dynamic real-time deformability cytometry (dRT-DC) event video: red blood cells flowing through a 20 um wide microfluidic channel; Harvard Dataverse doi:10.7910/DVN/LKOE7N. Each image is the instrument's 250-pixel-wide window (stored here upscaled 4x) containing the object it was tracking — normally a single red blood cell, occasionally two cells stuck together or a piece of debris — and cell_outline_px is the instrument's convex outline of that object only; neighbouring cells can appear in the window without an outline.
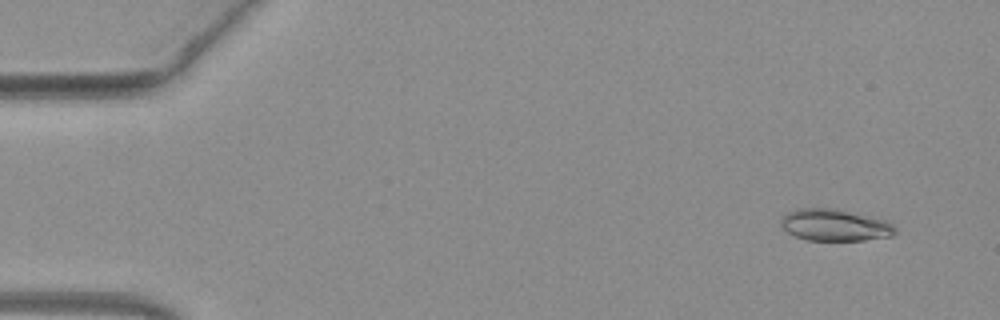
{"species": "common noctule bat (a hibernating species)", "species_latin": "Nyctalus noctula", "temperature_condition": "warm", "stored_images_in_passage": 50, "camera_frame_rate_fps": 3000, "um_per_image_px": 0.085, "animal": {"sex": "female", "body_mass_g": 19.3, "forearm_length_mm": 54.1}, "frame": {"image": 1, "passage_image": 3, "time_ms": 0.667, "image_size_px": [1000, 320], "cell_outline_px": [[896, 232], [892, 236], [864, 240], [804, 240], [788, 232], [780, 224], [780, 220], [788, 212], [796, 208], [836, 208], [884, 220], [892, 224], [896, 228]], "centroid_in_image_um": [70.94, 19.13], "position_along_channel_um": 14.1, "area_um2": 21.1}}
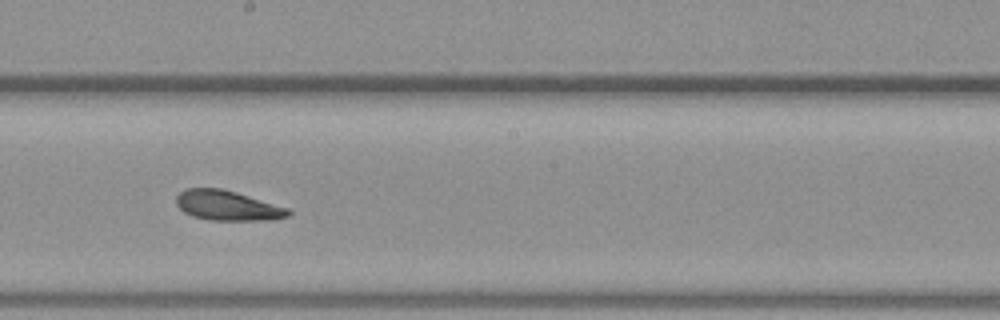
{"frame": {"image": 2, "passage_image": 28, "time_ms": 9.0, "image_size_px": [1000, 320], "cell_outline_px": [[292, 212], [288, 216], [272, 220], [208, 220], [192, 216], [184, 212], [176, 204], [176, 196], [180, 192], [188, 188], [220, 188], [236, 192], [288, 208]], "centroid_in_image_um": [19.32, 17.48], "position_along_channel_um": 228.9, "area_um2": 19.48}}
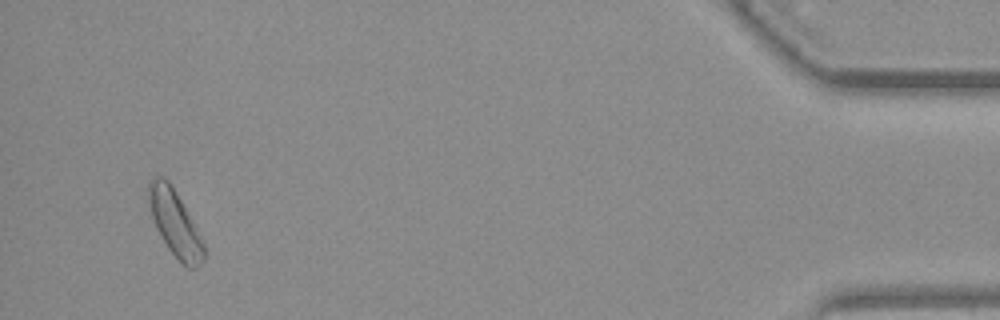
{"frame": {"image": 3, "passage_image": 48, "time_ms": 15.667, "image_size_px": [1000, 320], "cell_outline_px": [[204, 260], [196, 268], [188, 268], [168, 248], [160, 236], [156, 228], [148, 204], [148, 180], [156, 176], [164, 176], [168, 180], [176, 192], [204, 244]], "centroid_in_image_um": [14.83, 18.94], "position_along_channel_um": 420.4, "area_um2": 20.75}, "authors_computed_cell_mechanics": {"area_um2": 19.8832, "velocity_mm_per_s": 4.0446, "shape_relaxation_time_tau1_ms": 9.7445, "shape_relaxation_time_tau2_ms": 2.5231, "deformation_change_tau1": 0.19, "deformation_change_tau2": 0.0975}}